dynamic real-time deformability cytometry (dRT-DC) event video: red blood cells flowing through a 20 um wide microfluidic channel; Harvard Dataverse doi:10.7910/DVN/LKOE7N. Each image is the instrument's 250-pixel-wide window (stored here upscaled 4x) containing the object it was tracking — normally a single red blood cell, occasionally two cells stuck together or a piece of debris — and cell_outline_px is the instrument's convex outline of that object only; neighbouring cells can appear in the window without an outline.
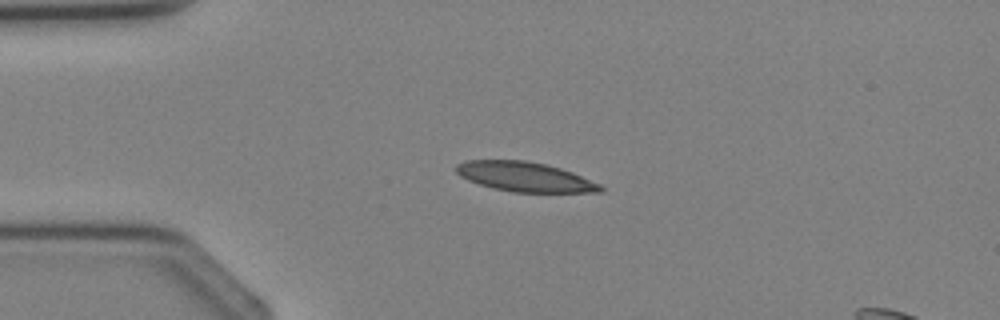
{"species": "Egyptian fruit bat (a non-hibernating species)", "species_latin": "Rousettus aegyptiacus", "temperature_condition": "cold", "stored_images_in_passage": 3, "camera_frame_rate_fps": 3000, "um_per_image_px": 0.085, "animal": {"sex": "female"}, "frame": {"image": 1, "passage_image": 2, "time_ms": 1.333, "image_size_px": [1000, 320], "cell_outline_px": [[604, 192], [512, 192], [492, 188], [468, 180], [460, 176], [456, 172], [456, 164], [464, 160], [524, 160], [548, 164], [572, 172], [600, 184], [604, 188]], "centroid_in_image_um": [44.6, 15.02], "position_along_channel_um": 40.4, "area_um2": 24.97}}